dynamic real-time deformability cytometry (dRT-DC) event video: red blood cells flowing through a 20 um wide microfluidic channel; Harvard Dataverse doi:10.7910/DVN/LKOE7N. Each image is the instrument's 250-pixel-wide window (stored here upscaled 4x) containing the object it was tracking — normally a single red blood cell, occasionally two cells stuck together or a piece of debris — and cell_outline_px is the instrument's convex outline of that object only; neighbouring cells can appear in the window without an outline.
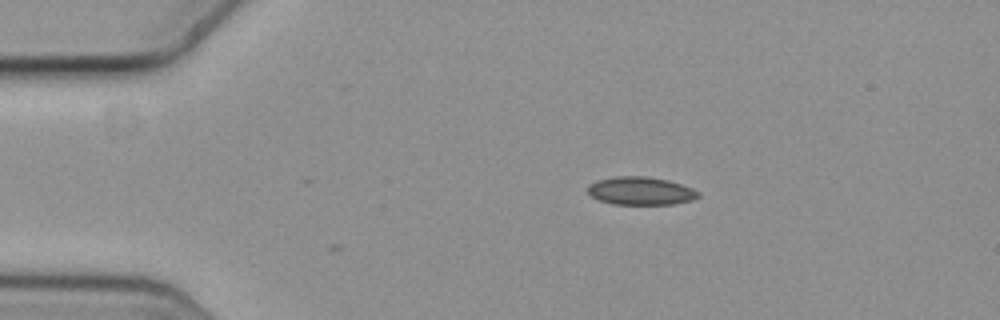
{"species": "common noctule bat (a hibernating species)", "species_latin": "Nyctalus noctula", "temperature_condition": "cold", "stored_images_in_passage": 3, "camera_frame_rate_fps": 3000, "um_per_image_px": 0.085, "animal": {"sex": "female", "body_mass_g": 19.3, "forearm_length_mm": 54.1}, "frame": {"image": 1, "passage_image": 1, "time_ms": 0.0, "image_size_px": [1000, 320], "cell_outline_px": [[700, 196], [692, 200], [672, 204], [612, 204], [596, 200], [588, 192], [588, 184], [596, 180], [616, 176], [644, 176], [668, 180], [692, 188], [700, 192]], "centroid_in_image_um": [54.43, 16.23], "position_along_channel_um": 30.6, "area_um2": 18.15}}